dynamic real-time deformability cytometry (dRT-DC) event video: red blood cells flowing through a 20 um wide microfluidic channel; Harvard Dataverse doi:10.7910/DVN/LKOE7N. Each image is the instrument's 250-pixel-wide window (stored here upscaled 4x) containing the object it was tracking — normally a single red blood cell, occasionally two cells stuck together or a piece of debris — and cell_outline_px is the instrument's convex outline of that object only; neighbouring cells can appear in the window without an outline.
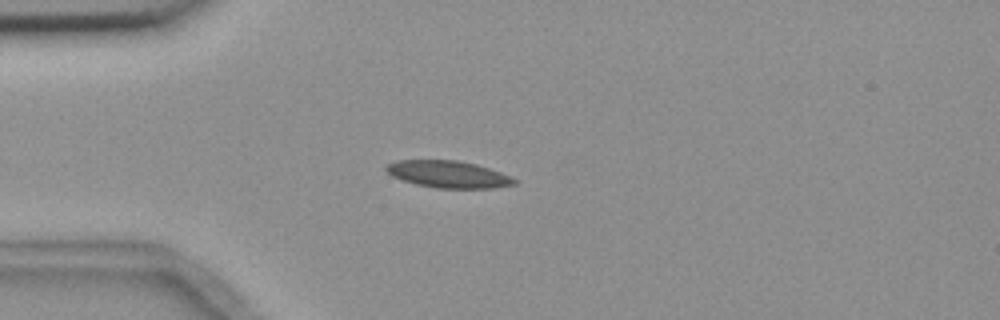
{"species": "common noctule bat (a hibernating species)", "species_latin": "Nyctalus noctula", "temperature_condition": "room temperature", "stored_images_in_passage": 5, "camera_frame_rate_fps": 3000, "um_per_image_px": 0.085, "animal": {"sex": "female", "body_mass_g": 18.4}, "frame": {"image": 1, "passage_image": 5, "time_ms": 4.667, "image_size_px": [1000, 320], "cell_outline_px": [[516, 184], [492, 188], [436, 188], [416, 184], [392, 176], [384, 168], [388, 164], [400, 160], [456, 160], [476, 164], [500, 172], [516, 180]], "centroid_in_image_um": [38.09, 14.81], "position_along_channel_um": 46.9, "area_um2": 19.88}}